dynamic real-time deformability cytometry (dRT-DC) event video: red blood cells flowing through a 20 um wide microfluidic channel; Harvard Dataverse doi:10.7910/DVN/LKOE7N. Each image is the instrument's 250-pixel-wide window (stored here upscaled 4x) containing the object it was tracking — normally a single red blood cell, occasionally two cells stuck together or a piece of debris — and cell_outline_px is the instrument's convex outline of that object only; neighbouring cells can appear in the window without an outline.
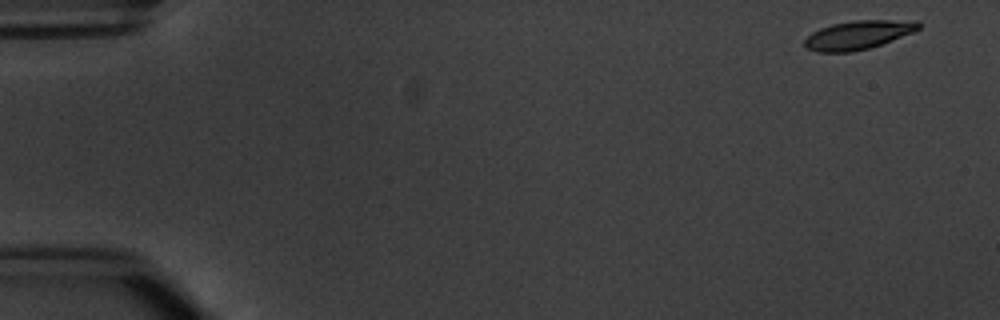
{"species": "common noctule bat (a hibernating species)", "species_latin": "Nyctalus noctula", "temperature_condition": "warm", "stored_images_in_passage": 16, "camera_frame_rate_fps": 3000, "um_per_image_px": 0.085, "animal": {"sex": "male", "body_mass_g": 20.1, "forearm_length_mm": 53.5}, "frame": {"image": 1, "passage_image": 1, "time_ms": 0.0, "image_size_px": [1000, 320], "cell_outline_px": [[920, 28], [912, 32], [880, 44], [868, 48], [852, 52], [816, 52], [804, 48], [804, 40], [812, 32], [820, 28], [832, 24], [852, 20], [916, 20], [920, 24]], "centroid_in_image_um": [72.89, 2.96], "position_along_channel_um": 12.1, "area_um2": 19.02}}
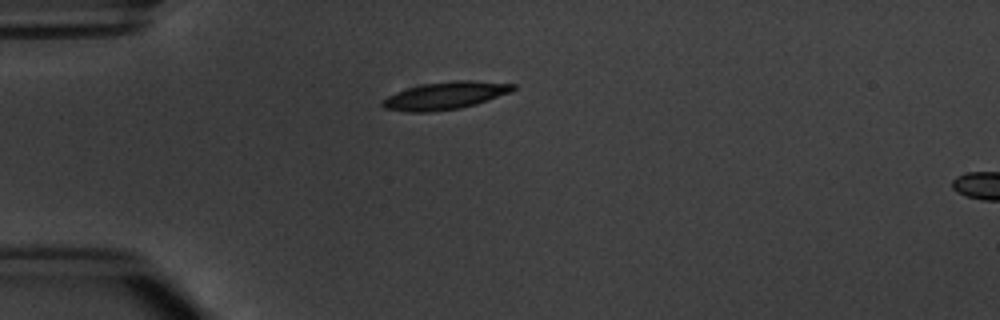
{"frame": {"image": 2, "passage_image": 13, "time_ms": 4.0, "image_size_px": [1000, 320], "cell_outline_px": [[516, 88], [508, 92], [488, 100], [476, 104], [460, 108], [428, 112], [404, 112], [384, 108], [380, 104], [380, 100], [396, 92], [420, 84], [456, 80], [472, 80], [516, 84]], "centroid_in_image_um": [37.79, 8.13], "position_along_channel_um": 47.2, "area_um2": 20.98}}